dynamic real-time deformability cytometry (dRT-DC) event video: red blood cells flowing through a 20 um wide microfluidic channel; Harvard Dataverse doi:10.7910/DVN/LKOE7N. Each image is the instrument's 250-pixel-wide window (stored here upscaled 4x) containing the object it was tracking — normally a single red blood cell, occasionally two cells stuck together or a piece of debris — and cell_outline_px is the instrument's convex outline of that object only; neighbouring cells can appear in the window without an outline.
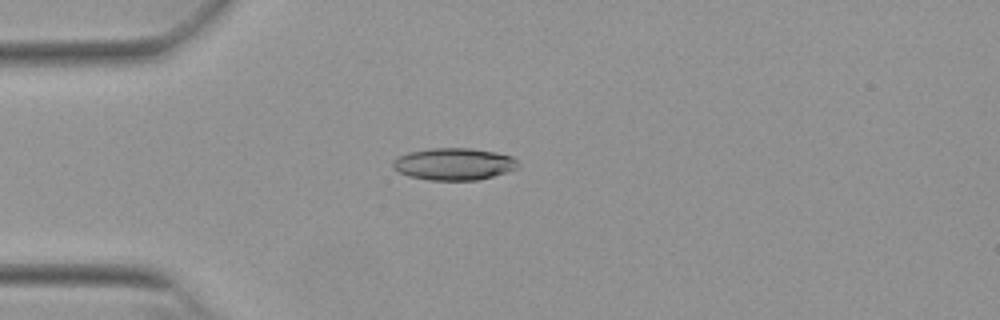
{"species": "Egyptian fruit bat (a non-hibernating species)", "species_latin": "Rousettus aegyptiacus", "temperature_condition": "warm", "stored_images_in_passage": 53, "camera_frame_rate_fps": 3000, "um_per_image_px": 0.085, "animal": {"sex": "female"}, "frame": {"image": 1, "passage_image": 14, "time_ms": 4.333, "image_size_px": [1000, 320], "cell_outline_px": [[520, 164], [516, 168], [492, 176], [476, 180], [428, 180], [408, 176], [392, 168], [392, 160], [408, 152], [432, 148], [468, 148], [496, 152], [512, 156]], "centroid_in_image_um": [38.55, 13.94], "position_along_channel_um": 46.5, "area_um2": 23.29}}
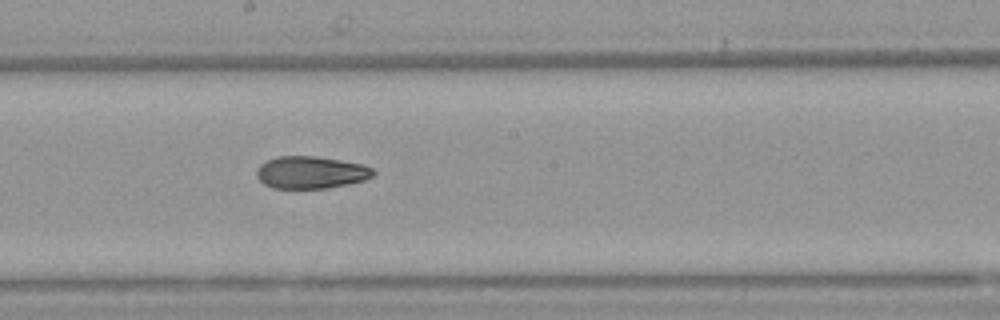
{"frame": {"image": 2, "passage_image": 29, "time_ms": 9.333, "image_size_px": [1000, 320], "cell_outline_px": [[376, 172], [372, 176], [364, 180], [348, 184], [328, 188], [272, 188], [264, 184], [256, 176], [256, 168], [260, 164], [276, 156], [316, 156], [364, 164], [372, 168]], "centroid_in_image_um": [26.42, 14.65], "position_along_channel_um": 221.8, "area_um2": 22.08}}
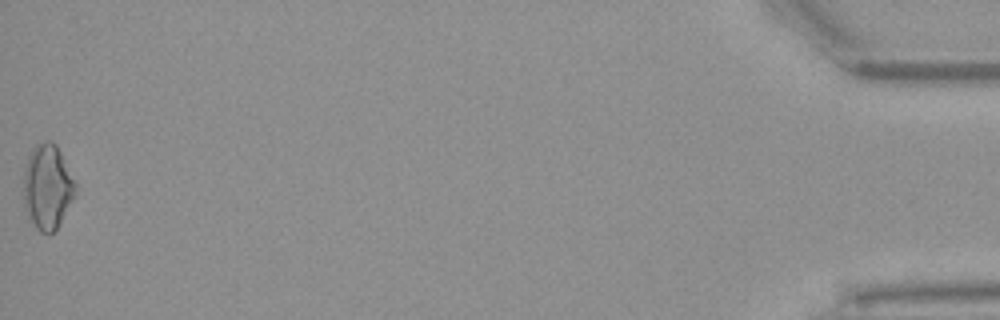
{"frame": {"image": 3, "passage_image": 53, "time_ms": 17.333, "image_size_px": [1000, 320], "cell_outline_px": [[76, 184], [72, 196], [60, 224], [52, 232], [40, 232], [28, 220], [24, 208], [24, 172], [28, 156], [32, 148], [36, 144], [48, 140], [52, 140], [56, 144]], "centroid_in_image_um": [3.98, 15.87], "position_along_channel_um": 431.2, "area_um2": 25.26}, "authors_computed_cell_mechanics": {"area_um2": 22.7732, "velocity_mm_per_s": 3.8634, "shape_relaxation_time_tau1_ms": null, "shape_relaxation_time_tau2_ms": 5.124, "deformation_change_tau1": null, "deformation_change_tau2": 0.1216}}